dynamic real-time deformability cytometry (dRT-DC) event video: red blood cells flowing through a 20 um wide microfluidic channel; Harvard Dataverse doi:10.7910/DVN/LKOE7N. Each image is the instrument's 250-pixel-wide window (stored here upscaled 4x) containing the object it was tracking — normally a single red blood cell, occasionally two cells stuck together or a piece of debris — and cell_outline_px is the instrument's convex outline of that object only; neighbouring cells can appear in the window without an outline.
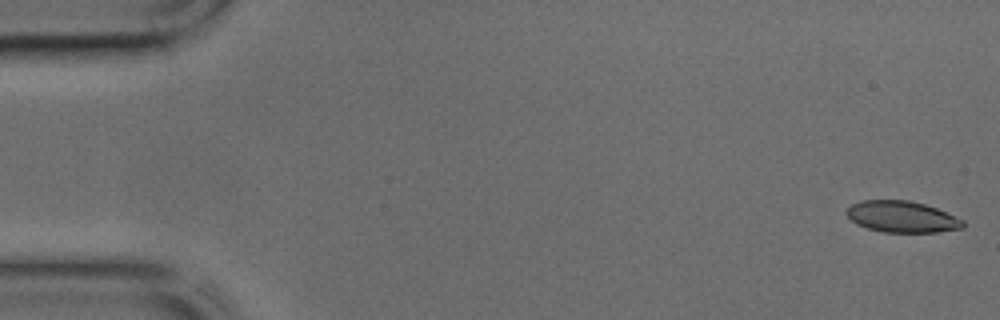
{"species": "common noctule bat (a hibernating species)", "species_latin": "Nyctalus noctula", "temperature_condition": "cold", "stored_images_in_passage": 44, "camera_frame_rate_fps": 3000, "um_per_image_px": 0.085, "animal": {"sex": "male", "body_mass_g": 17.9, "forearm_length_mm": 54.2}, "frame": {"image": 1, "passage_image": 1, "time_ms": 0.0, "image_size_px": [1000, 320], "cell_outline_px": [[964, 228], [936, 232], [884, 232], [868, 228], [856, 224], [844, 212], [852, 204], [860, 200], [908, 200], [924, 204], [936, 208], [964, 220]], "centroid_in_image_um": [76.66, 18.42], "position_along_channel_um": 8.3, "area_um2": 21.21}}
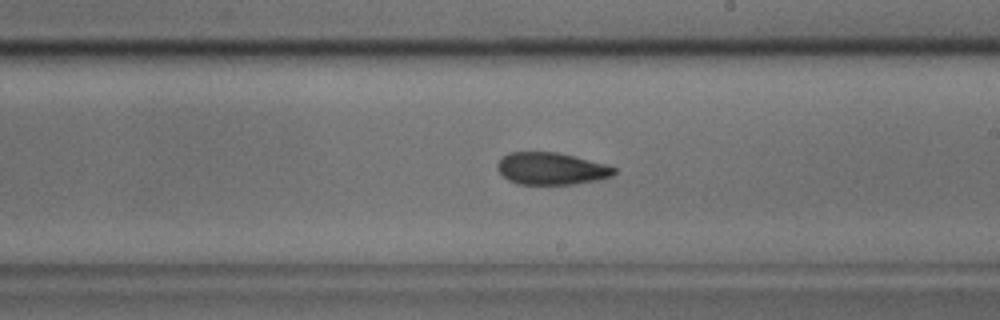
{"frame": {"image": 2, "passage_image": 25, "time_ms": 8.0, "image_size_px": [1000, 320], "cell_outline_px": [[616, 172], [612, 176], [596, 180], [572, 184], [516, 184], [508, 180], [496, 168], [496, 164], [500, 156], [508, 152], [556, 152], [604, 164], [616, 168]], "centroid_in_image_um": [46.79, 14.33], "position_along_channel_um": 242.2, "area_um2": 21.79}}
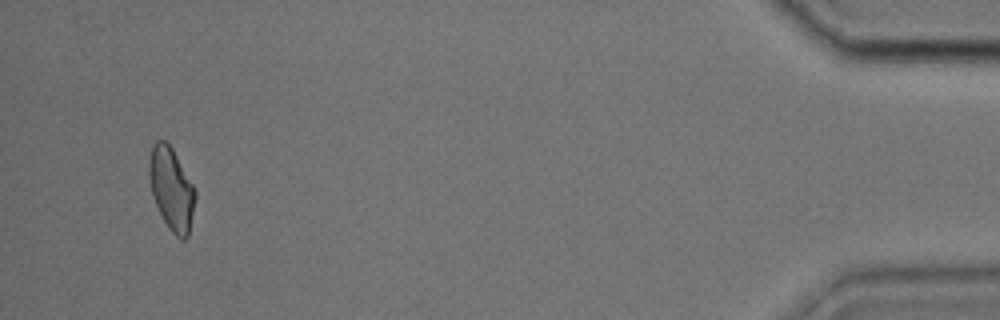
{"frame": {"image": 3, "passage_image": 42, "time_ms": 13.667, "image_size_px": [1000, 320], "cell_outline_px": [[196, 196], [188, 236], [184, 240], [180, 240], [172, 232], [164, 220], [152, 196], [148, 176], [148, 160], [152, 144], [156, 140], [164, 140], [172, 148], [192, 184], [196, 192]], "centroid_in_image_um": [14.55, 16.04], "position_along_channel_um": 420.7, "area_um2": 22.08}}